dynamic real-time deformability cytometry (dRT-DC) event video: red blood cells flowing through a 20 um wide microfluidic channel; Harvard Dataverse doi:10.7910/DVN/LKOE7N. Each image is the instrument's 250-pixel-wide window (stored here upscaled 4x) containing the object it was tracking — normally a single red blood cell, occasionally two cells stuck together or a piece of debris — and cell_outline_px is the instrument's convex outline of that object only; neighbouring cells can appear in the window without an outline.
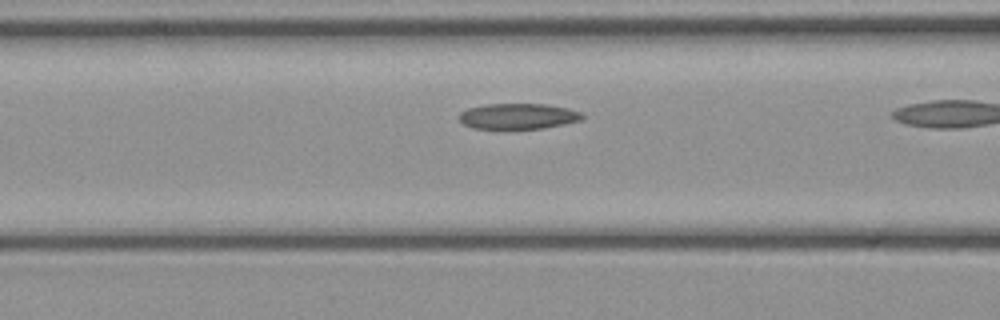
{"species": "common noctule bat (a hibernating species)", "species_latin": "Nyctalus noctula", "temperature_condition": "cold", "stored_images_in_passage": 6, "camera_frame_rate_fps": 3000, "um_per_image_px": 0.085, "animal": {"sex": "female", "body_mass_g": 21.9}, "frame": {"image": 1, "passage_image": 3, "time_ms": 0.667, "image_size_px": [1000, 320], "cell_outline_px": [[584, 116], [580, 120], [564, 124], [544, 128], [512, 132], [504, 132], [472, 128], [464, 124], [460, 120], [460, 112], [468, 108], [488, 104], [548, 104], [568, 108], [584, 112]], "centroid_in_image_um": [44.03, 9.93], "position_along_channel_um": 122.6, "area_um2": 19.48}}